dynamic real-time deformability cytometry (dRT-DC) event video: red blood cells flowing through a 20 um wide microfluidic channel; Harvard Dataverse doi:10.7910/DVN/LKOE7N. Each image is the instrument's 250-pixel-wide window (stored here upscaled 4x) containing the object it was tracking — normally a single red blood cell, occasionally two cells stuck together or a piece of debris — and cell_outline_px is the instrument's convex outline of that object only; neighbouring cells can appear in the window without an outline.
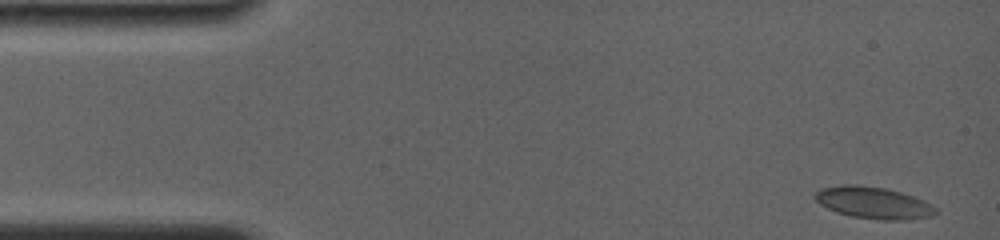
{"species": "common noctule bat (a hibernating species)", "species_latin": "Nyctalus noctula", "temperature_condition": "room temperature", "stored_images_in_passage": 34, "camera_frame_rate_fps": 4000, "um_per_image_px": 0.085, "animal": {"sex": "female", "body_mass_g": 19.0, "forearm_length_mm": 56.7}, "frame": {"image": 1, "passage_image": 1, "time_ms": 0.0, "image_size_px": [1000, 240], "cell_outline_px": [[940, 212], [932, 216], [904, 220], [884, 220], [852, 216], [836, 212], [820, 204], [816, 200], [816, 192], [820, 188], [844, 184], [856, 184], [884, 188], [900, 192], [912, 196], [936, 208]], "centroid_in_image_um": [74.23, 17.23], "position_along_channel_um": 10.8, "area_um2": 22.08}}
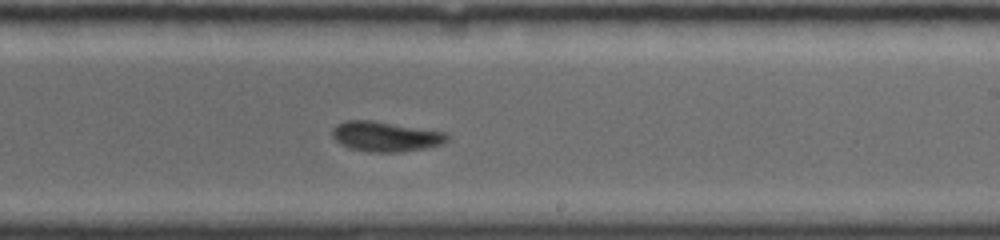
{"frame": {"image": 2, "passage_image": 21, "time_ms": 9.25, "image_size_px": [1000, 240], "cell_outline_px": [[448, 140], [440, 144], [424, 148], [400, 152], [368, 152], [348, 148], [340, 144], [332, 136], [332, 128], [336, 124], [348, 120], [372, 120], [444, 132], [448, 136]], "centroid_in_image_um": [32.71, 11.6], "position_along_channel_um": 256.3, "area_um2": 20.0}}
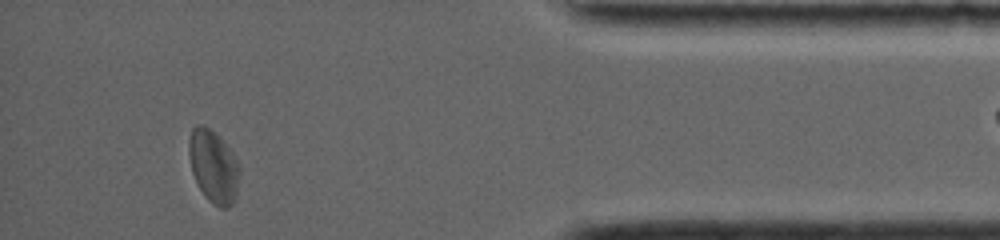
{"frame": {"image": 3, "passage_image": 32, "time_ms": 14.25, "image_size_px": [1000, 240], "cell_outline_px": [[240, 172], [236, 196], [232, 204], [228, 208], [220, 208], [212, 204], [204, 196], [192, 172], [188, 152], [188, 140], [192, 128], [196, 124], [204, 124], [228, 148], [236, 160], [240, 168]], "centroid_in_image_um": [18.13, 14.18], "position_along_channel_um": 417.1, "area_um2": 21.27}}